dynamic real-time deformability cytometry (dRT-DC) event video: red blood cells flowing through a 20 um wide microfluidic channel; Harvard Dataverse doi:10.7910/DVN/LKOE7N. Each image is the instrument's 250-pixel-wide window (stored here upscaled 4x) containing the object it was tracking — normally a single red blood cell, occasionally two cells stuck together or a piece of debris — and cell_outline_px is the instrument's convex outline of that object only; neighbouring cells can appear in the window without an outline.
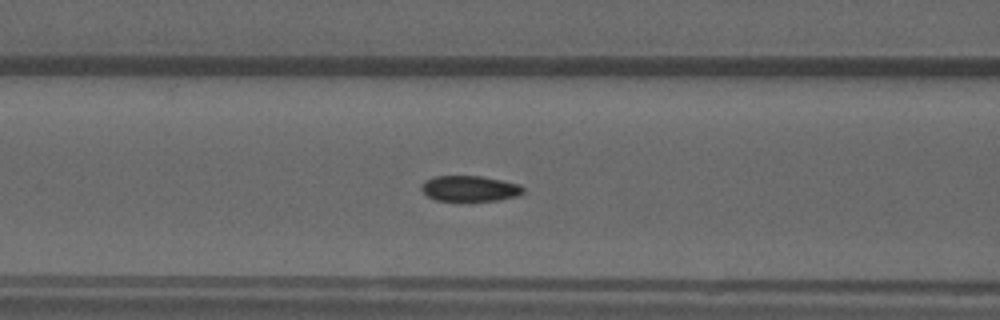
{"species": "common noctule bat (a hibernating species)", "species_latin": "Nyctalus noctula", "temperature_condition": "warm", "stored_images_in_passage": 39, "camera_frame_rate_fps": 3000, "um_per_image_px": 0.085, "animal": {"sex": "male", "forearm_length_mm": 52.5}, "frame": {"image": 1, "passage_image": 6, "time_ms": 1.667, "image_size_px": [1000, 320], "cell_outline_px": [[524, 192], [520, 196], [500, 200], [436, 200], [428, 196], [420, 188], [420, 184], [424, 180], [436, 176], [480, 176], [520, 184], [524, 188]], "centroid_in_image_um": [39.94, 16.02], "position_along_channel_um": 126.7, "area_um2": 15.2}}
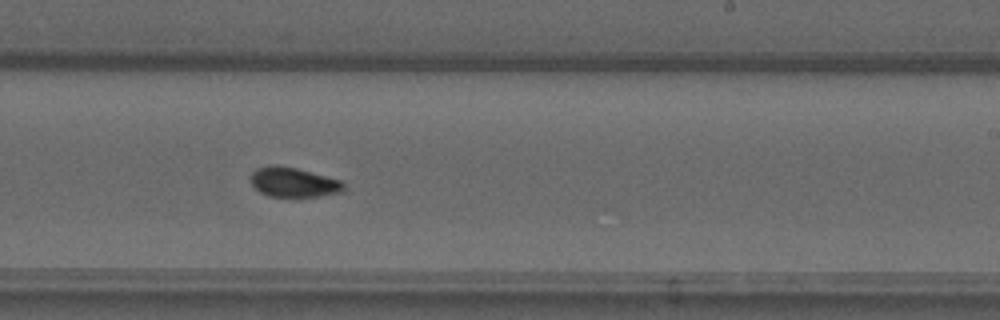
{"frame": {"image": 2, "passage_image": 17, "time_ms": 5.333, "image_size_px": [1000, 320], "cell_outline_px": [[344, 192], [320, 196], [268, 196], [260, 192], [248, 180], [248, 176], [256, 168], [272, 164], [276, 164], [296, 168], [340, 180], [344, 184]], "centroid_in_image_um": [24.9, 15.48], "position_along_channel_um": 264.1, "area_um2": 16.18}}
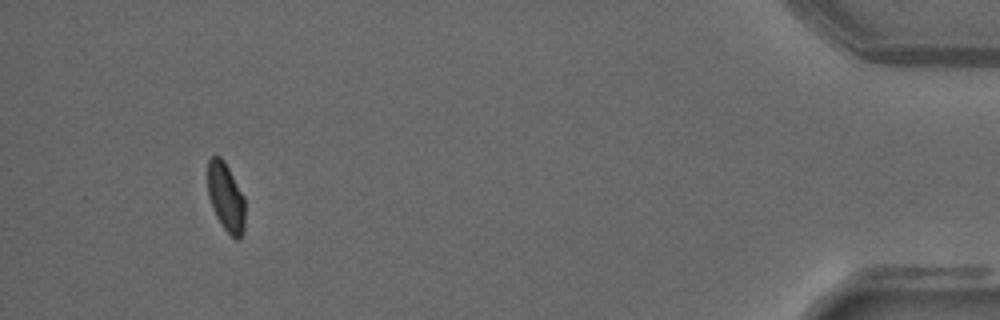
{"frame": {"image": 3, "passage_image": 35, "time_ms": 11.333, "image_size_px": [1000, 320], "cell_outline_px": [[244, 232], [240, 240], [236, 240], [224, 228], [216, 216], [212, 208], [208, 196], [208, 160], [212, 156], [220, 156], [224, 160], [244, 196]], "centroid_in_image_um": [19.2, 16.77], "position_along_channel_um": 416.0, "area_um2": 14.97}, "authors_computed_cell_mechanics": {"area_um2": 15.9528, "velocity_mm_per_s": 3.7596, "shape_relaxation_time_tau1_ms": null, "shape_relaxation_time_tau2_ms": 1.2208, "deformation_change_tau1": null, "deformation_change_tau2": 0.0434}}